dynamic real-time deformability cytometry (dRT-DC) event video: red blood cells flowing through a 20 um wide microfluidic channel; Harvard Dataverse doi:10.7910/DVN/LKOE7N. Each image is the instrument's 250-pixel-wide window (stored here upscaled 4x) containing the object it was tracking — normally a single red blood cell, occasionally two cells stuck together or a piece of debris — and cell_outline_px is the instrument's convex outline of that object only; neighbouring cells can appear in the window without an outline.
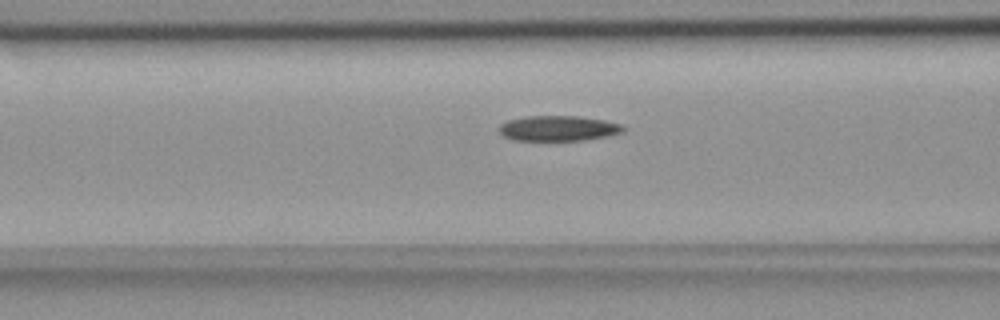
{"species": "common noctule bat (a hibernating species)", "species_latin": "Nyctalus noctula", "temperature_condition": "room temperature", "stored_images_in_passage": 55, "camera_frame_rate_fps": 3000, "um_per_image_px": 0.085, "animal": {"sex": "female", "body_mass_g": 18.4}, "frame": {"image": 1, "passage_image": 22, "time_ms": 7.0, "image_size_px": [1000, 320], "cell_outline_px": [[628, 128], [624, 132], [608, 136], [584, 140], [512, 140], [504, 136], [500, 132], [500, 124], [508, 120], [524, 116], [576, 116], [604, 120], [620, 124]], "centroid_in_image_um": [47.48, 10.91], "position_along_channel_um": 119.1, "area_um2": 18.32}}
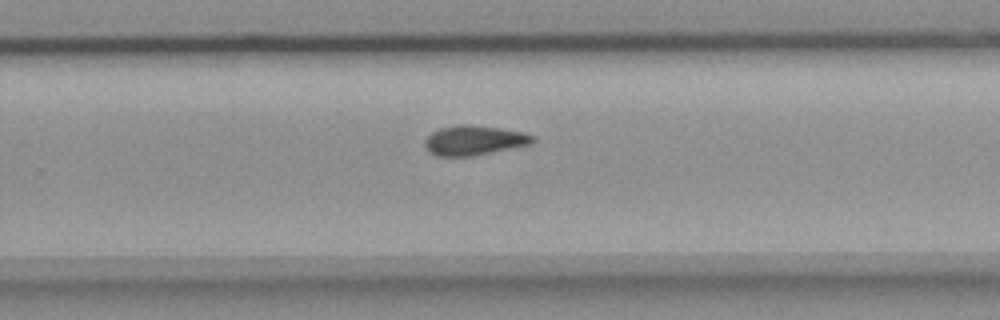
{"frame": {"image": 2, "passage_image": 36, "time_ms": 11.667, "image_size_px": [1000, 320], "cell_outline_px": [[536, 140], [532, 144], [472, 156], [436, 156], [428, 152], [424, 144], [424, 140], [432, 132], [440, 128], [460, 124], [472, 124], [524, 132], [536, 136]], "centroid_in_image_um": [40.31, 11.93], "position_along_channel_um": 289.5, "area_um2": 18.84}}
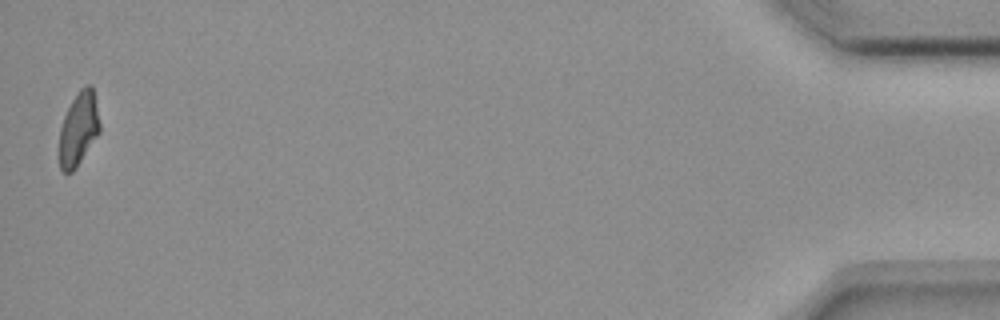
{"frame": {"image": 3, "passage_image": 55, "time_ms": 18.0, "image_size_px": [1000, 320], "cell_outline_px": [[100, 132], [76, 168], [72, 172], [64, 172], [60, 168], [60, 128], [64, 116], [72, 100], [80, 88], [84, 84], [92, 84], [100, 124]], "centroid_in_image_um": [6.69, 10.93], "position_along_channel_um": 428.5, "area_um2": 17.22}, "authors_computed_cell_mechanics": {"area_um2": 18.5538, "velocity_mm_per_s": 3.6644, "shape_relaxation_time_tau1_ms": null, "shape_relaxation_time_tau2_ms": 4.574, "deformation_change_tau1": null, "deformation_change_tau2": 0.0971}}